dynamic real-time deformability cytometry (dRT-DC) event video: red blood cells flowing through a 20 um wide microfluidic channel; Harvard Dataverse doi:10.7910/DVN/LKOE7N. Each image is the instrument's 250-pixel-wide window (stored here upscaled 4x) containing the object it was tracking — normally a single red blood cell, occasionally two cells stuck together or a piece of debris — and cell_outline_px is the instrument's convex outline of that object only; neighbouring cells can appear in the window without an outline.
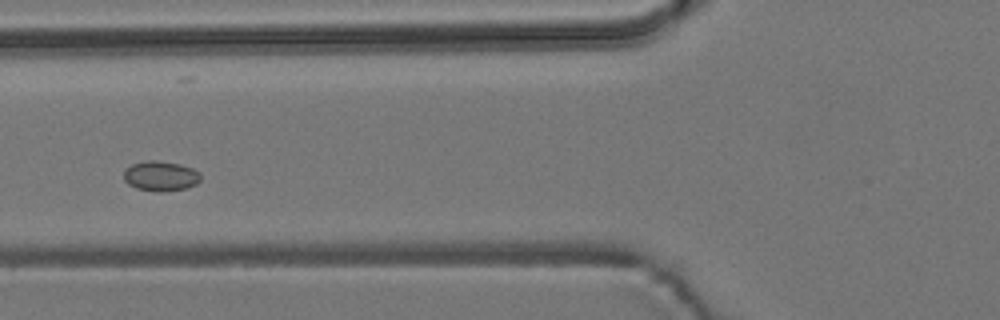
{"species": "common noctule bat (a hibernating species)", "species_latin": "Nyctalus noctula", "temperature_condition": "room temperature", "stored_images_in_passage": 5, "camera_frame_rate_fps": 3000, "um_per_image_px": 0.085, "animal": {"sex": "male", "body_mass_g": 19.2, "forearm_length_mm": 51.8}, "frame": {"image": 1, "passage_image": 5, "time_ms": 4.667, "image_size_px": [1000, 320], "cell_outline_px": [[200, 180], [196, 184], [188, 188], [160, 192], [136, 188], [128, 184], [124, 180], [124, 168], [132, 164], [148, 160], [156, 160], [180, 164], [192, 168], [200, 172]], "centroid_in_image_um": [13.65, 14.96], "position_along_channel_um": 112.1, "area_um2": 13.53}}